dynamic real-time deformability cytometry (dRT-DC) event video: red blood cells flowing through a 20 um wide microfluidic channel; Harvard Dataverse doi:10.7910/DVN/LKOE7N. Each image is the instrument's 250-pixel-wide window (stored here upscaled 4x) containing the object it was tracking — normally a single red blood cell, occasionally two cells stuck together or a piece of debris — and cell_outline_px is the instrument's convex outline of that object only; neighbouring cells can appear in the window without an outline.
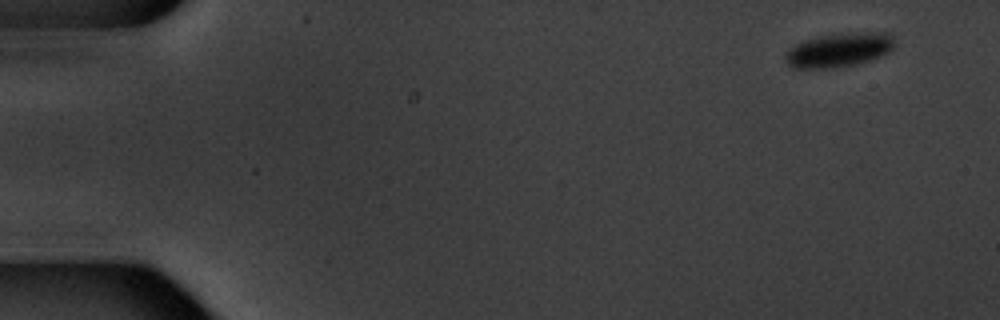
{"species": "common noctule bat (a hibernating species)", "species_latin": "Nyctalus noctula", "temperature_condition": "warm", "stored_images_in_passage": 5, "camera_frame_rate_fps": 3000, "um_per_image_px": 0.085, "animal": {"sex": "male", "body_mass_g": 20.1, "forearm_length_mm": 53.5}, "frame": {"image": 1, "passage_image": 1, "time_ms": 0.0, "image_size_px": [1000, 320], "cell_outline_px": [[892, 48], [888, 52], [880, 56], [856, 64], [832, 68], [792, 68], [788, 64], [784, 56], [788, 48], [804, 40], [820, 36], [848, 32], [888, 32], [892, 36]], "centroid_in_image_um": [71.27, 4.24], "position_along_channel_um": 13.7, "area_um2": 21.62}}
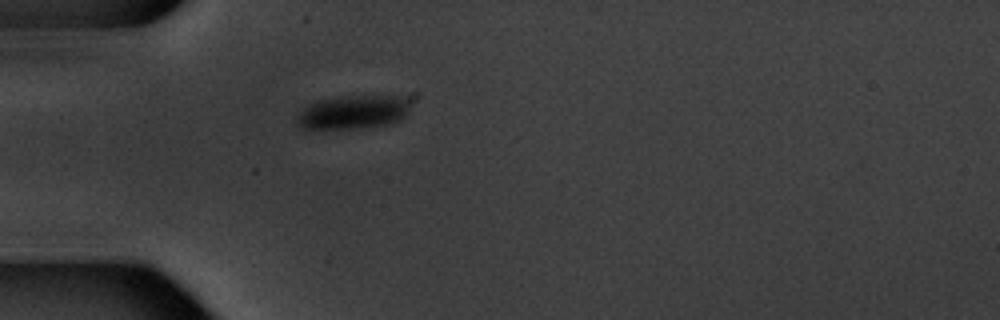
{"frame": {"image": 2, "passage_image": 5, "time_ms": 4.667, "image_size_px": [1000, 320], "cell_outline_px": [[412, 100], [408, 112], [400, 120], [388, 124], [360, 128], [300, 128], [296, 124], [296, 116], [308, 104], [320, 100], [344, 96], [412, 96]], "centroid_in_image_um": [30.07, 9.52], "position_along_channel_um": 54.9, "area_um2": 22.43}}